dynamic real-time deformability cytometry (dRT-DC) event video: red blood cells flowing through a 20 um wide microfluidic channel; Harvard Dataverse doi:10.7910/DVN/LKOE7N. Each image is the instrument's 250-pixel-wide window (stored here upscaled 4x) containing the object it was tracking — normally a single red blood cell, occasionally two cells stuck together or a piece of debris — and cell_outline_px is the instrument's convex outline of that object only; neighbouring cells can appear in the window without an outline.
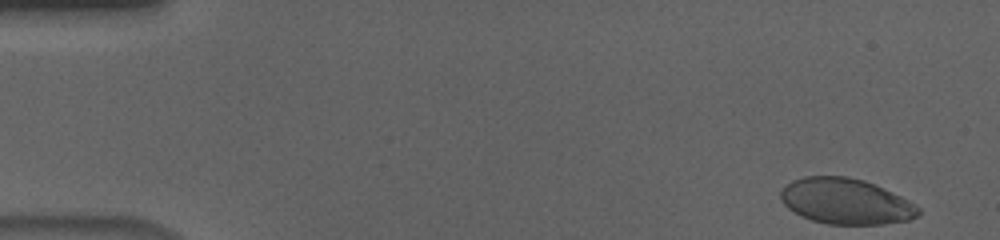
{"species": "human", "species_latin": "Homo sapiens", "temperature_condition": "cold", "stored_images_in_passage": 54, "camera_frame_rate_fps": 3000, "um_per_image_px": 0.085, "donor": {"sex": "male"}, "frame": {"image": 1, "passage_image": 1, "time_ms": 0.0, "image_size_px": [1000, 240], "cell_outline_px": [[920, 212], [916, 216], [908, 220], [884, 224], [828, 224], [812, 220], [800, 216], [788, 208], [784, 204], [780, 196], [780, 192], [792, 180], [804, 176], [848, 176], [864, 180], [900, 196], [908, 200], [920, 208]], "centroid_in_image_um": [71.87, 17.11], "position_along_channel_um": 13.1, "area_um2": 36.47}}
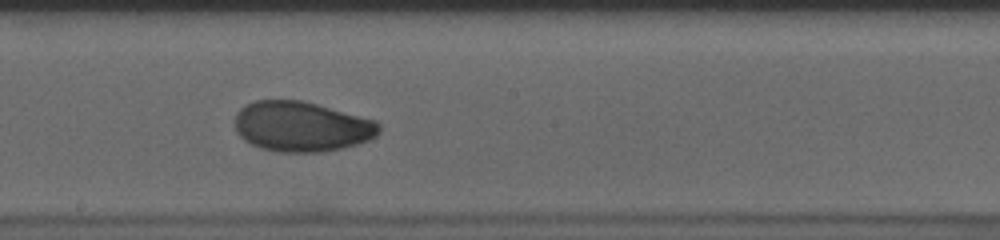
{"frame": {"image": 2, "passage_image": 29, "time_ms": 9.333, "image_size_px": [1000, 240], "cell_outline_px": [[380, 132], [376, 136], [368, 140], [356, 144], [340, 148], [320, 152], [280, 152], [260, 148], [244, 140], [236, 132], [236, 112], [244, 104], [256, 100], [300, 100], [316, 104], [376, 120], [380, 124]], "centroid_in_image_um": [25.62, 10.75], "position_along_channel_um": 222.6, "area_um2": 42.08}}
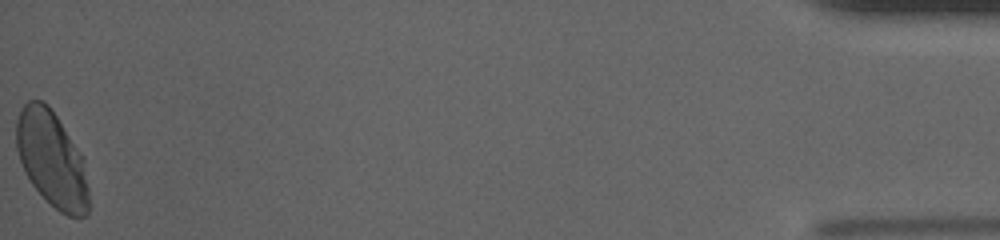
{"frame": {"image": 3, "passage_image": 54, "time_ms": 17.667, "image_size_px": [1000, 240], "cell_outline_px": [[88, 212], [84, 216], [68, 216], [60, 212], [32, 184], [24, 172], [16, 148], [16, 120], [20, 108], [28, 100], [44, 100], [48, 104], [80, 152], [84, 160], [88, 188]], "centroid_in_image_um": [4.38, 13.49], "position_along_channel_um": 430.8, "area_um2": 40.17}, "authors_computed_cell_mechanics": {"area_um2": 40.6334, "velocity_mm_per_s": 3.6434, "shape_relaxation_time_tau1_ms": 5.0157, "shape_relaxation_time_tau2_ms": 0.9925, "deformation_change_tau1": 0.1358, "deformation_change_tau2": 0.0399}}